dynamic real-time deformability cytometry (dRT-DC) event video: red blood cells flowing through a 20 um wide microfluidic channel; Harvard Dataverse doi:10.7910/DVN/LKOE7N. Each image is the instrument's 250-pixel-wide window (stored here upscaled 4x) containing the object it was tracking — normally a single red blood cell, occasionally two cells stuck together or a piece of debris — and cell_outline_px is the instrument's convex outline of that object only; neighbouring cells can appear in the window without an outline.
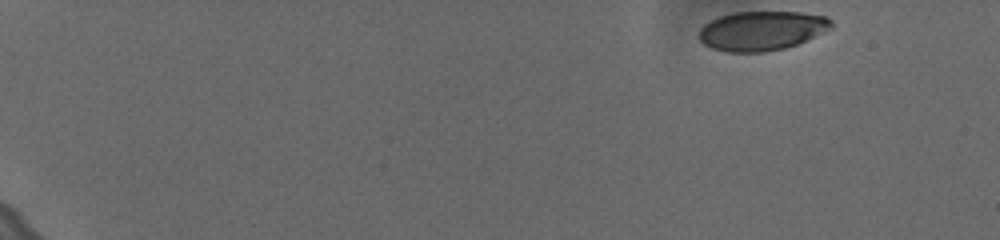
{"species": "human", "species_latin": "Homo sapiens", "temperature_condition": "cold", "stored_images_in_passage": 47, "camera_frame_rate_fps": 3000, "um_per_image_px": 0.085, "donor": {"sex": "female"}, "frame": {"image": 1, "passage_image": 1, "time_ms": 0.0, "image_size_px": [1000, 240], "cell_outline_px": [[832, 28], [796, 44], [784, 48], [764, 52], [728, 52], [712, 48], [704, 44], [696, 36], [700, 28], [704, 24], [720, 16], [732, 12], [800, 12], [824, 16], [832, 20]], "centroid_in_image_um": [64.7, 2.61], "position_along_channel_um": 20.3, "area_um2": 30.29}}
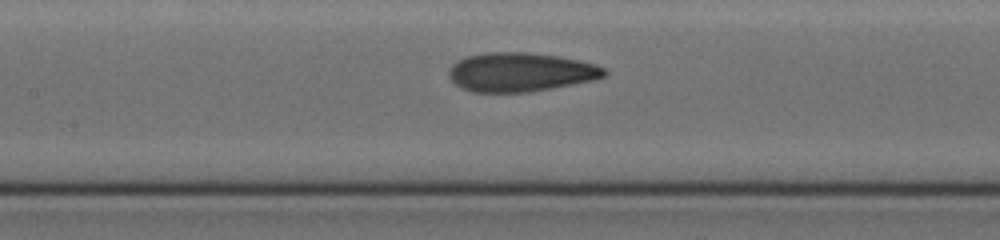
{"frame": {"image": 2, "passage_image": 26, "time_ms": 8.333, "image_size_px": [1000, 240], "cell_outline_px": [[608, 72], [604, 76], [592, 80], [552, 88], [528, 92], [472, 92], [460, 88], [448, 76], [448, 68], [452, 64], [468, 56], [488, 52], [528, 52], [560, 56], [580, 60], [596, 64], [604, 68]], "centroid_in_image_um": [44.23, 6.12], "position_along_channel_um": 163.2, "area_um2": 35.37}}
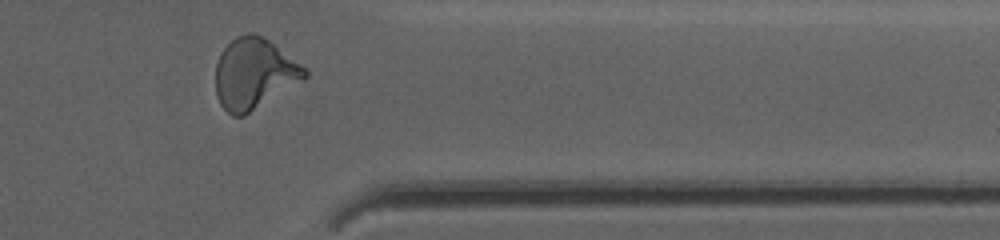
{"frame": {"image": 3, "passage_image": 45, "time_ms": 14.667, "image_size_px": [1000, 240], "cell_outline_px": [[308, 76], [304, 80], [244, 116], [232, 116], [220, 104], [216, 96], [216, 64], [220, 52], [236, 36], [248, 32], [256, 32], [268, 40], [304, 68], [308, 72]], "centroid_in_image_um": [21.57, 6.27], "position_along_channel_um": 389.8, "area_um2": 36.47}, "authors_computed_cell_mechanics": {"area_um2": 34.2754, "velocity_mm_per_s": 3.645, "shape_relaxation_time_tau1_ms": 4.7008, "shape_relaxation_time_tau2_ms": 1.2687, "deformation_change_tau1": 0.1938, "deformation_change_tau2": 0.0926}}